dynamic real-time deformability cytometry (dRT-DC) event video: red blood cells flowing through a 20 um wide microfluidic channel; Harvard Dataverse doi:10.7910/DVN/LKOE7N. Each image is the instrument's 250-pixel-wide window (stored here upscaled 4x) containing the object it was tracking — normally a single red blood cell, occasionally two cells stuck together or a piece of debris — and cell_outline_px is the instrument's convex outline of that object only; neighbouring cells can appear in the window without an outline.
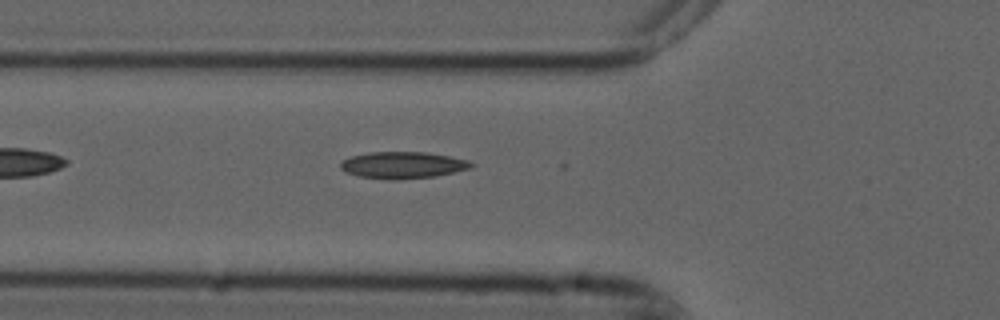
{"species": "common noctule bat (a hibernating species)", "species_latin": "Nyctalus noctula", "temperature_condition": "cold", "stored_images_in_passage": 4, "camera_frame_rate_fps": 3000, "um_per_image_px": 0.085, "animal": {"sex": "male", "forearm_length_mm": 52.5}, "frame": {"image": 1, "passage_image": 4, "time_ms": 1.0, "image_size_px": [1000, 320], "cell_outline_px": [[476, 164], [472, 168], [436, 176], [396, 180], [388, 180], [360, 176], [344, 172], [340, 168], [340, 164], [344, 160], [352, 156], [368, 152], [428, 152], [468, 160]], "centroid_in_image_um": [34.26, 14.04], "position_along_channel_um": 91.5, "area_um2": 20.46}}